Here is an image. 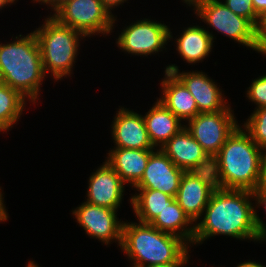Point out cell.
I'll return each instance as SVG.
<instances>
[{"label": "cell", "mask_w": 266, "mask_h": 267, "mask_svg": "<svg viewBox=\"0 0 266 267\" xmlns=\"http://www.w3.org/2000/svg\"><path fill=\"white\" fill-rule=\"evenodd\" d=\"M252 197V191L217 187L204 209L203 220L195 225L193 243H202L215 235L266 240V226L249 201Z\"/></svg>", "instance_id": "1"}, {"label": "cell", "mask_w": 266, "mask_h": 267, "mask_svg": "<svg viewBox=\"0 0 266 267\" xmlns=\"http://www.w3.org/2000/svg\"><path fill=\"white\" fill-rule=\"evenodd\" d=\"M263 153L264 150L238 126L212 159L216 186L253 192L258 183Z\"/></svg>", "instance_id": "2"}, {"label": "cell", "mask_w": 266, "mask_h": 267, "mask_svg": "<svg viewBox=\"0 0 266 267\" xmlns=\"http://www.w3.org/2000/svg\"><path fill=\"white\" fill-rule=\"evenodd\" d=\"M9 44H0V80L36 103L46 76L34 32Z\"/></svg>", "instance_id": "3"}, {"label": "cell", "mask_w": 266, "mask_h": 267, "mask_svg": "<svg viewBox=\"0 0 266 267\" xmlns=\"http://www.w3.org/2000/svg\"><path fill=\"white\" fill-rule=\"evenodd\" d=\"M188 243L179 236L163 232L146 223L123 224L121 248L133 266L178 262L187 252Z\"/></svg>", "instance_id": "4"}, {"label": "cell", "mask_w": 266, "mask_h": 267, "mask_svg": "<svg viewBox=\"0 0 266 267\" xmlns=\"http://www.w3.org/2000/svg\"><path fill=\"white\" fill-rule=\"evenodd\" d=\"M33 32L40 48L44 73L51 71L55 80L69 75L77 57L79 38L86 36L53 16L47 17L45 24Z\"/></svg>", "instance_id": "5"}, {"label": "cell", "mask_w": 266, "mask_h": 267, "mask_svg": "<svg viewBox=\"0 0 266 267\" xmlns=\"http://www.w3.org/2000/svg\"><path fill=\"white\" fill-rule=\"evenodd\" d=\"M111 13L101 0H69L55 11L53 17L90 37L91 34L110 33L116 20Z\"/></svg>", "instance_id": "6"}, {"label": "cell", "mask_w": 266, "mask_h": 267, "mask_svg": "<svg viewBox=\"0 0 266 267\" xmlns=\"http://www.w3.org/2000/svg\"><path fill=\"white\" fill-rule=\"evenodd\" d=\"M195 12L201 20L218 32L261 52L262 45L257 38L256 28L246 18L234 14L224 3L210 0Z\"/></svg>", "instance_id": "7"}, {"label": "cell", "mask_w": 266, "mask_h": 267, "mask_svg": "<svg viewBox=\"0 0 266 267\" xmlns=\"http://www.w3.org/2000/svg\"><path fill=\"white\" fill-rule=\"evenodd\" d=\"M238 126L228 106L223 111L198 113L185 128L213 159Z\"/></svg>", "instance_id": "8"}, {"label": "cell", "mask_w": 266, "mask_h": 267, "mask_svg": "<svg viewBox=\"0 0 266 267\" xmlns=\"http://www.w3.org/2000/svg\"><path fill=\"white\" fill-rule=\"evenodd\" d=\"M121 32L117 39L120 49L135 55H151L162 51L172 38L170 29L162 23L150 19L139 20Z\"/></svg>", "instance_id": "9"}, {"label": "cell", "mask_w": 266, "mask_h": 267, "mask_svg": "<svg viewBox=\"0 0 266 267\" xmlns=\"http://www.w3.org/2000/svg\"><path fill=\"white\" fill-rule=\"evenodd\" d=\"M216 188L212 170L184 172L175 200L196 223Z\"/></svg>", "instance_id": "10"}, {"label": "cell", "mask_w": 266, "mask_h": 267, "mask_svg": "<svg viewBox=\"0 0 266 267\" xmlns=\"http://www.w3.org/2000/svg\"><path fill=\"white\" fill-rule=\"evenodd\" d=\"M72 214L89 236L106 245L116 239L121 247L124 222L118 221L116 210L84 202Z\"/></svg>", "instance_id": "11"}, {"label": "cell", "mask_w": 266, "mask_h": 267, "mask_svg": "<svg viewBox=\"0 0 266 267\" xmlns=\"http://www.w3.org/2000/svg\"><path fill=\"white\" fill-rule=\"evenodd\" d=\"M148 159L142 178L133 186L136 189H156L176 196L184 171L159 148Z\"/></svg>", "instance_id": "12"}, {"label": "cell", "mask_w": 266, "mask_h": 267, "mask_svg": "<svg viewBox=\"0 0 266 267\" xmlns=\"http://www.w3.org/2000/svg\"><path fill=\"white\" fill-rule=\"evenodd\" d=\"M160 149L184 172L212 170V159L185 127Z\"/></svg>", "instance_id": "13"}, {"label": "cell", "mask_w": 266, "mask_h": 267, "mask_svg": "<svg viewBox=\"0 0 266 267\" xmlns=\"http://www.w3.org/2000/svg\"><path fill=\"white\" fill-rule=\"evenodd\" d=\"M165 71L173 73L184 84L194 97L200 113L223 111L228 107L222 91L204 72L180 73L175 65L167 66Z\"/></svg>", "instance_id": "14"}, {"label": "cell", "mask_w": 266, "mask_h": 267, "mask_svg": "<svg viewBox=\"0 0 266 267\" xmlns=\"http://www.w3.org/2000/svg\"><path fill=\"white\" fill-rule=\"evenodd\" d=\"M112 124V137L115 148L154 150L143 116L120 108Z\"/></svg>", "instance_id": "15"}, {"label": "cell", "mask_w": 266, "mask_h": 267, "mask_svg": "<svg viewBox=\"0 0 266 267\" xmlns=\"http://www.w3.org/2000/svg\"><path fill=\"white\" fill-rule=\"evenodd\" d=\"M124 184L121 177L105 161L90 176L86 202L117 210L123 198Z\"/></svg>", "instance_id": "16"}, {"label": "cell", "mask_w": 266, "mask_h": 267, "mask_svg": "<svg viewBox=\"0 0 266 267\" xmlns=\"http://www.w3.org/2000/svg\"><path fill=\"white\" fill-rule=\"evenodd\" d=\"M161 85L163 96L158 100L181 121H189L200 113L194 97L173 73L165 71Z\"/></svg>", "instance_id": "17"}, {"label": "cell", "mask_w": 266, "mask_h": 267, "mask_svg": "<svg viewBox=\"0 0 266 267\" xmlns=\"http://www.w3.org/2000/svg\"><path fill=\"white\" fill-rule=\"evenodd\" d=\"M154 151L114 148L108 153L106 161L125 184L130 183L133 187L142 178L149 156Z\"/></svg>", "instance_id": "18"}, {"label": "cell", "mask_w": 266, "mask_h": 267, "mask_svg": "<svg viewBox=\"0 0 266 267\" xmlns=\"http://www.w3.org/2000/svg\"><path fill=\"white\" fill-rule=\"evenodd\" d=\"M143 119L154 147H162L172 136L179 133L185 127V125L181 126V120L159 100L143 116Z\"/></svg>", "instance_id": "19"}, {"label": "cell", "mask_w": 266, "mask_h": 267, "mask_svg": "<svg viewBox=\"0 0 266 267\" xmlns=\"http://www.w3.org/2000/svg\"><path fill=\"white\" fill-rule=\"evenodd\" d=\"M178 38L177 50L188 63L202 61L211 52L214 42L213 34L198 25L186 28Z\"/></svg>", "instance_id": "20"}, {"label": "cell", "mask_w": 266, "mask_h": 267, "mask_svg": "<svg viewBox=\"0 0 266 267\" xmlns=\"http://www.w3.org/2000/svg\"><path fill=\"white\" fill-rule=\"evenodd\" d=\"M191 223L194 224L175 200L172 204L166 206L150 224L160 231L174 234L187 243L193 244L195 225L189 226Z\"/></svg>", "instance_id": "21"}, {"label": "cell", "mask_w": 266, "mask_h": 267, "mask_svg": "<svg viewBox=\"0 0 266 267\" xmlns=\"http://www.w3.org/2000/svg\"><path fill=\"white\" fill-rule=\"evenodd\" d=\"M140 193L132 196L130 202L139 222L150 224L166 206L175 201V197L156 189H136Z\"/></svg>", "instance_id": "22"}, {"label": "cell", "mask_w": 266, "mask_h": 267, "mask_svg": "<svg viewBox=\"0 0 266 267\" xmlns=\"http://www.w3.org/2000/svg\"><path fill=\"white\" fill-rule=\"evenodd\" d=\"M25 97L0 80V131L12 128L25 107Z\"/></svg>", "instance_id": "23"}, {"label": "cell", "mask_w": 266, "mask_h": 267, "mask_svg": "<svg viewBox=\"0 0 266 267\" xmlns=\"http://www.w3.org/2000/svg\"><path fill=\"white\" fill-rule=\"evenodd\" d=\"M244 127L256 145L266 151V107L255 109Z\"/></svg>", "instance_id": "24"}, {"label": "cell", "mask_w": 266, "mask_h": 267, "mask_svg": "<svg viewBox=\"0 0 266 267\" xmlns=\"http://www.w3.org/2000/svg\"><path fill=\"white\" fill-rule=\"evenodd\" d=\"M223 3L234 14L246 18L256 28L260 16L255 12L251 0H225Z\"/></svg>", "instance_id": "25"}, {"label": "cell", "mask_w": 266, "mask_h": 267, "mask_svg": "<svg viewBox=\"0 0 266 267\" xmlns=\"http://www.w3.org/2000/svg\"><path fill=\"white\" fill-rule=\"evenodd\" d=\"M247 97L256 103L255 109L266 107V75L253 80L247 91Z\"/></svg>", "instance_id": "26"}, {"label": "cell", "mask_w": 266, "mask_h": 267, "mask_svg": "<svg viewBox=\"0 0 266 267\" xmlns=\"http://www.w3.org/2000/svg\"><path fill=\"white\" fill-rule=\"evenodd\" d=\"M253 192H266V152L262 158L258 183Z\"/></svg>", "instance_id": "27"}, {"label": "cell", "mask_w": 266, "mask_h": 267, "mask_svg": "<svg viewBox=\"0 0 266 267\" xmlns=\"http://www.w3.org/2000/svg\"><path fill=\"white\" fill-rule=\"evenodd\" d=\"M256 34L261 45L266 41V11L259 17L258 24L256 26Z\"/></svg>", "instance_id": "28"}, {"label": "cell", "mask_w": 266, "mask_h": 267, "mask_svg": "<svg viewBox=\"0 0 266 267\" xmlns=\"http://www.w3.org/2000/svg\"><path fill=\"white\" fill-rule=\"evenodd\" d=\"M188 252L178 261L175 263H169V264H159V265H149V266H143V267H183L186 263H188Z\"/></svg>", "instance_id": "29"}, {"label": "cell", "mask_w": 266, "mask_h": 267, "mask_svg": "<svg viewBox=\"0 0 266 267\" xmlns=\"http://www.w3.org/2000/svg\"><path fill=\"white\" fill-rule=\"evenodd\" d=\"M251 1L255 9V12L259 16H261V14L266 11V0H251Z\"/></svg>", "instance_id": "30"}, {"label": "cell", "mask_w": 266, "mask_h": 267, "mask_svg": "<svg viewBox=\"0 0 266 267\" xmlns=\"http://www.w3.org/2000/svg\"><path fill=\"white\" fill-rule=\"evenodd\" d=\"M37 2L45 3L50 5L54 11H56L59 7H61L65 2L69 0H36Z\"/></svg>", "instance_id": "31"}, {"label": "cell", "mask_w": 266, "mask_h": 267, "mask_svg": "<svg viewBox=\"0 0 266 267\" xmlns=\"http://www.w3.org/2000/svg\"><path fill=\"white\" fill-rule=\"evenodd\" d=\"M254 200L257 201L256 204L264 205L266 211V192H253Z\"/></svg>", "instance_id": "32"}, {"label": "cell", "mask_w": 266, "mask_h": 267, "mask_svg": "<svg viewBox=\"0 0 266 267\" xmlns=\"http://www.w3.org/2000/svg\"><path fill=\"white\" fill-rule=\"evenodd\" d=\"M126 0H101L103 5L111 12L110 9L115 6H119L121 3H124Z\"/></svg>", "instance_id": "33"}, {"label": "cell", "mask_w": 266, "mask_h": 267, "mask_svg": "<svg viewBox=\"0 0 266 267\" xmlns=\"http://www.w3.org/2000/svg\"><path fill=\"white\" fill-rule=\"evenodd\" d=\"M1 190V187H0ZM2 192L0 191V221H5L8 218V214L5 208V205L3 204V198Z\"/></svg>", "instance_id": "34"}, {"label": "cell", "mask_w": 266, "mask_h": 267, "mask_svg": "<svg viewBox=\"0 0 266 267\" xmlns=\"http://www.w3.org/2000/svg\"><path fill=\"white\" fill-rule=\"evenodd\" d=\"M186 4L195 6V11L202 5L206 4L210 0H183Z\"/></svg>", "instance_id": "35"}, {"label": "cell", "mask_w": 266, "mask_h": 267, "mask_svg": "<svg viewBox=\"0 0 266 267\" xmlns=\"http://www.w3.org/2000/svg\"><path fill=\"white\" fill-rule=\"evenodd\" d=\"M237 267H266L265 265H261L259 264L258 262L256 263L255 261L252 262V261H248V262H243L241 264H239Z\"/></svg>", "instance_id": "36"}, {"label": "cell", "mask_w": 266, "mask_h": 267, "mask_svg": "<svg viewBox=\"0 0 266 267\" xmlns=\"http://www.w3.org/2000/svg\"><path fill=\"white\" fill-rule=\"evenodd\" d=\"M15 0H0V9H2V7H4L6 4H12L14 3Z\"/></svg>", "instance_id": "37"}, {"label": "cell", "mask_w": 266, "mask_h": 267, "mask_svg": "<svg viewBox=\"0 0 266 267\" xmlns=\"http://www.w3.org/2000/svg\"><path fill=\"white\" fill-rule=\"evenodd\" d=\"M261 53L266 55V41L262 44Z\"/></svg>", "instance_id": "38"}, {"label": "cell", "mask_w": 266, "mask_h": 267, "mask_svg": "<svg viewBox=\"0 0 266 267\" xmlns=\"http://www.w3.org/2000/svg\"><path fill=\"white\" fill-rule=\"evenodd\" d=\"M26 267H39L34 261H30Z\"/></svg>", "instance_id": "39"}]
</instances>
